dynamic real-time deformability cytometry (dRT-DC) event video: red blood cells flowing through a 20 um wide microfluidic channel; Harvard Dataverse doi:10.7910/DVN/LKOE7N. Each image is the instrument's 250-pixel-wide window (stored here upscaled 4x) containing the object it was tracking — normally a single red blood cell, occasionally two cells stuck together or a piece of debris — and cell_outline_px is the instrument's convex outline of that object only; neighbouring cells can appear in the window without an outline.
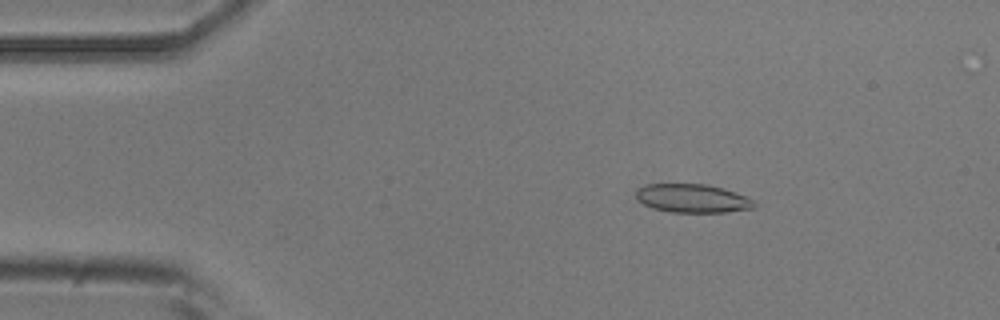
{"species": "common noctule bat (a hibernating species)", "species_latin": "Nyctalus noctula", "temperature_condition": "room temperature", "stored_images_in_passage": 49, "camera_frame_rate_fps": 3000, "um_per_image_px": 0.085, "animal": {"sex": "male", "body_mass_g": 20.5, "forearm_length_mm": 52.5}, "frame": {"image": 1, "passage_image": 8, "time_ms": 2.333, "image_size_px": [1000, 320], "cell_outline_px": [[756, 208], [728, 212], [672, 212], [652, 208], [636, 200], [636, 192], [644, 184], [708, 184], [744, 196], [752, 200], [756, 204]], "centroid_in_image_um": [58.83, 16.87], "position_along_channel_um": 26.2, "area_um2": 19.54}}
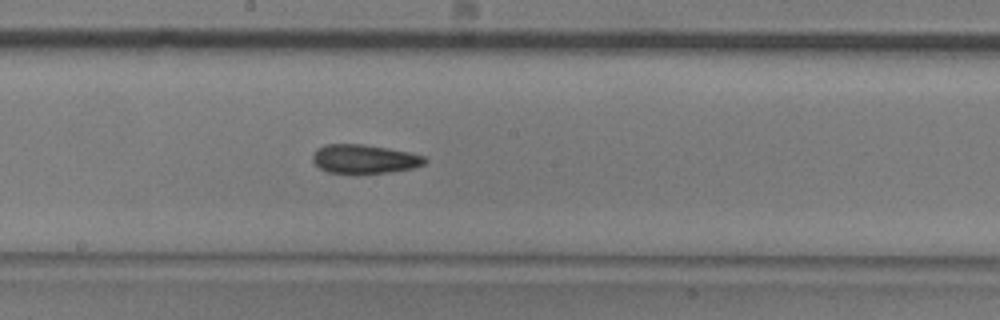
{"frame": {"image": 2, "passage_image": 27, "time_ms": 8.667, "image_size_px": [1000, 320], "cell_outline_px": [[428, 160], [424, 164], [412, 168], [388, 172], [328, 172], [320, 168], [312, 160], [312, 156], [316, 148], [324, 144], [364, 144], [388, 148], [408, 152], [424, 156]], "centroid_in_image_um": [30.95, 13.49], "position_along_channel_um": 217.2, "area_um2": 18.61}}
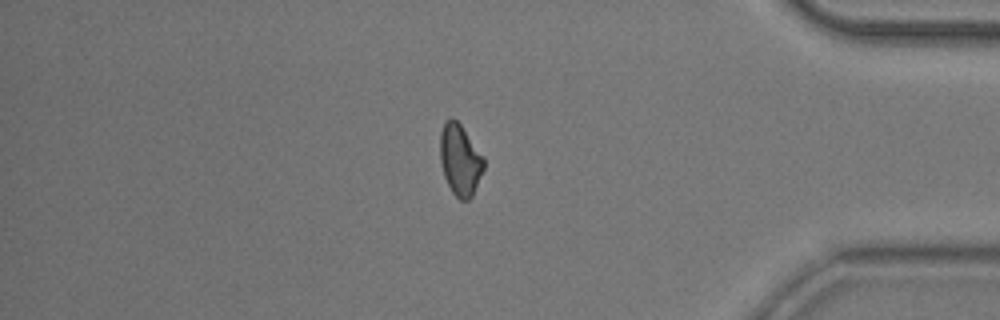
{"frame": {"image": 3, "passage_image": 43, "time_ms": 14.0, "image_size_px": [1000, 320], "cell_outline_px": [[484, 168], [472, 196], [468, 200], [460, 200], [452, 192], [444, 176], [440, 160], [440, 132], [444, 120], [452, 116], [460, 124], [484, 156]], "centroid_in_image_um": [39.09, 13.56], "position_along_channel_um": 396.1, "area_um2": 18.21}, "authors_computed_cell_mechanics": {"area_um2": 19.0162, "velocity_mm_per_s": 3.941, "shape_relaxation_time_tau1_ms": null, "shape_relaxation_time_tau2_ms": 6.3329, "deformation_change_tau1": null, "deformation_change_tau2": 0.1414}}